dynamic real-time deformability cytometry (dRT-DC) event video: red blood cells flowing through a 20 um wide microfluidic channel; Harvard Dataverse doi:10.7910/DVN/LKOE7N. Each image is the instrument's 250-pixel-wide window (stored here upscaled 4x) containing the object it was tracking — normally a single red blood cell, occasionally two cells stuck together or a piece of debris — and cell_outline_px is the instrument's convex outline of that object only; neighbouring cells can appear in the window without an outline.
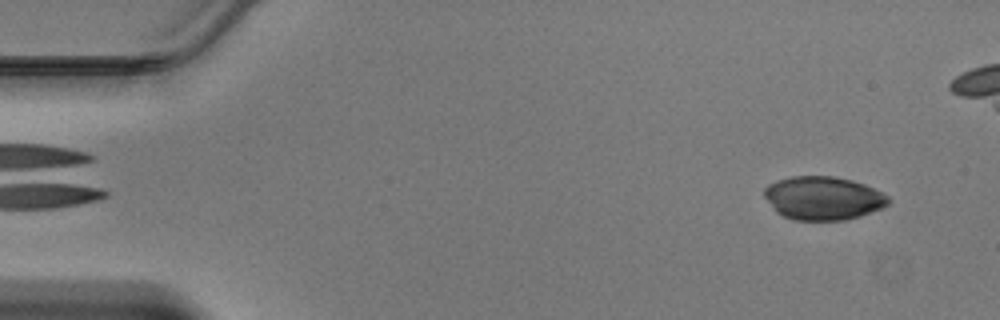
{"species": "Egyptian fruit bat (a non-hibernating species)", "species_latin": "Rousettus aegyptiacus", "temperature_condition": "warm", "stored_images_in_passage": 39, "camera_frame_rate_fps": 3000, "um_per_image_px": 0.085, "animal": {"sex": "male"}, "frame": {"image": 1, "passage_image": 1, "time_ms": 0.0, "image_size_px": [1000, 320], "cell_outline_px": [[888, 204], [880, 208], [860, 216], [844, 220], [792, 220], [776, 212], [764, 196], [764, 188], [768, 184], [776, 180], [792, 176], [832, 176], [852, 180], [864, 184], [888, 196]], "centroid_in_image_um": [69.92, 16.84], "position_along_channel_um": 15.1, "area_um2": 31.27}}
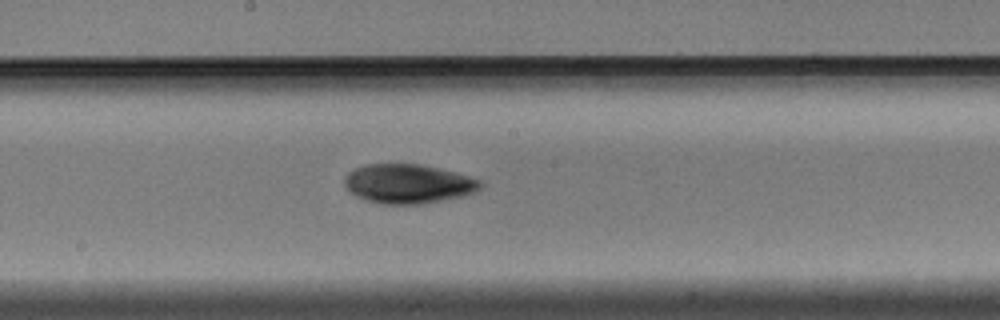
{"frame": {"image": 2, "passage_image": 22, "time_ms": 7.0, "image_size_px": [1000, 320], "cell_outline_px": [[484, 184], [480, 188], [472, 192], [460, 196], [440, 200], [416, 204], [380, 204], [356, 196], [344, 184], [344, 176], [348, 172], [364, 164], [420, 164], [456, 172], [484, 180]], "centroid_in_image_um": [34.7, 15.6], "position_along_channel_um": 213.5, "area_um2": 30.92}}
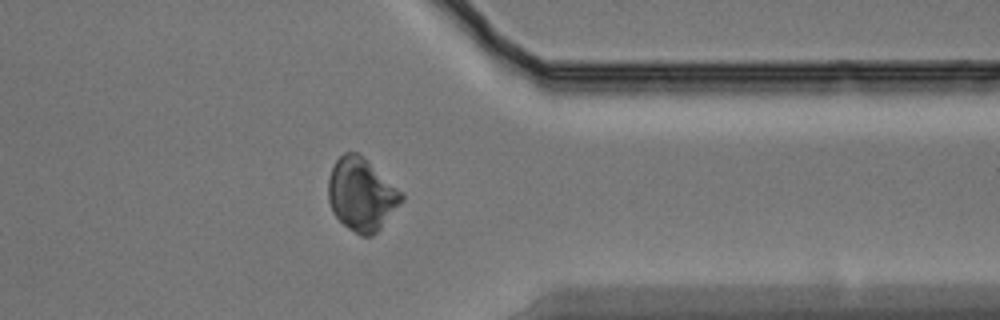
{"frame": {"image": 3, "passage_image": 34, "time_ms": 11.0, "image_size_px": [1000, 320], "cell_outline_px": [[404, 200], [380, 228], [372, 236], [360, 236], [348, 228], [332, 212], [328, 200], [328, 180], [332, 164], [344, 152], [360, 152], [404, 192]], "centroid_in_image_um": [30.74, 16.49], "position_along_channel_um": 380.7, "area_um2": 31.56}}